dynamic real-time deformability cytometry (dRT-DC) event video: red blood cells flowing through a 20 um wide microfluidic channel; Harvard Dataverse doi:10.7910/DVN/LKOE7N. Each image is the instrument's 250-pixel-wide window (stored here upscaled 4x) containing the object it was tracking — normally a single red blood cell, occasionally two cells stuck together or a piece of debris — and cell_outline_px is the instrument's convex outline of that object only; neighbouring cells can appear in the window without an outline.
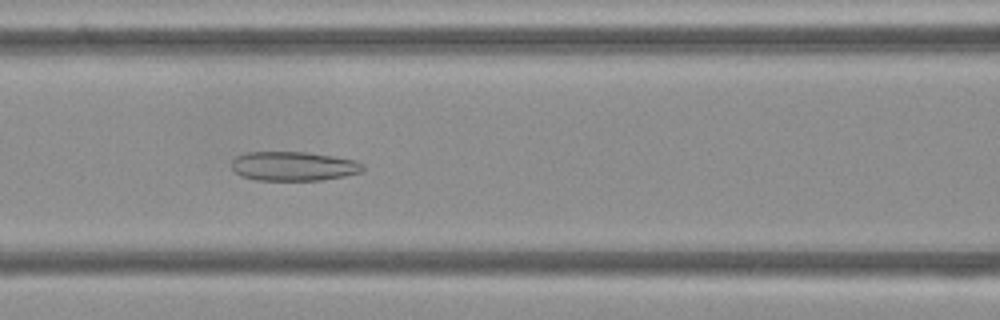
{"species": "Egyptian fruit bat (a non-hibernating species)", "species_latin": "Rousettus aegyptiacus", "temperature_condition": "cold", "stored_images_in_passage": 43, "camera_frame_rate_fps": 3000, "um_per_image_px": 0.085, "frame": {"image": 1, "passage_image": 13, "time_ms": 4.0, "image_size_px": [1000, 320], "cell_outline_px": [[364, 168], [360, 172], [344, 176], [324, 180], [256, 180], [240, 176], [232, 168], [232, 160], [236, 156], [244, 152], [308, 152], [356, 160], [364, 164]], "centroid_in_image_um": [24.94, 14.12], "position_along_channel_um": 141.7, "area_um2": 22.48}}
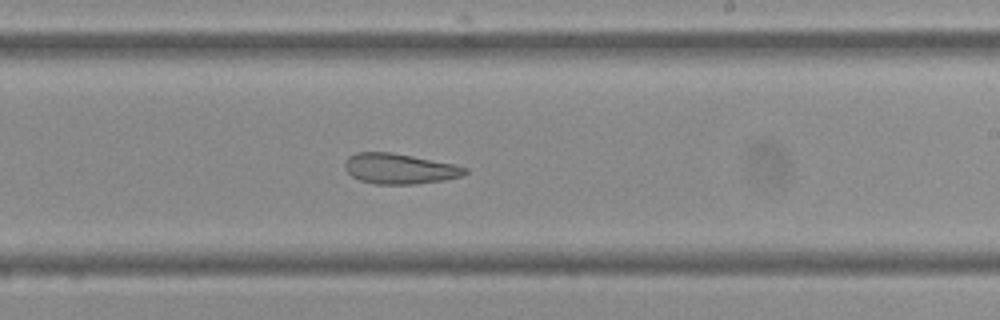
{"frame": {"image": 2, "passage_image": 22, "time_ms": 7.0, "image_size_px": [1000, 320], "cell_outline_px": [[468, 172], [464, 176], [444, 180], [416, 184], [376, 184], [360, 180], [352, 176], [344, 168], [344, 164], [348, 156], [356, 152], [392, 152], [452, 164], [468, 168]], "centroid_in_image_um": [33.95, 14.34], "position_along_channel_um": 255.0, "area_um2": 21.27}}
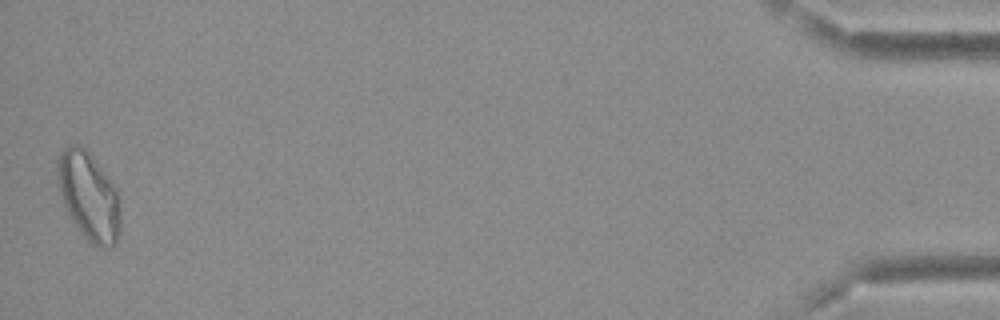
{"frame": {"image": 3, "passage_image": 43, "time_ms": 14.0, "image_size_px": [1000, 320], "cell_outline_px": [[120, 232], [116, 244], [92, 244], [80, 232], [68, 216], [60, 192], [56, 176], [56, 160], [60, 152], [64, 148], [72, 144], [76, 144], [84, 148], [88, 152], [120, 192]], "centroid_in_image_um": [7.54, 16.64], "position_along_channel_um": 427.7, "area_um2": 32.37}, "authors_computed_cell_mechanics": {"area_um2": 23.987, "velocity_mm_per_s": 3.786, "shape_relaxation_time_tau1_ms": null, "shape_relaxation_time_tau2_ms": 3.5037, "deformation_change_tau1": null, "deformation_change_tau2": 0.1192}}